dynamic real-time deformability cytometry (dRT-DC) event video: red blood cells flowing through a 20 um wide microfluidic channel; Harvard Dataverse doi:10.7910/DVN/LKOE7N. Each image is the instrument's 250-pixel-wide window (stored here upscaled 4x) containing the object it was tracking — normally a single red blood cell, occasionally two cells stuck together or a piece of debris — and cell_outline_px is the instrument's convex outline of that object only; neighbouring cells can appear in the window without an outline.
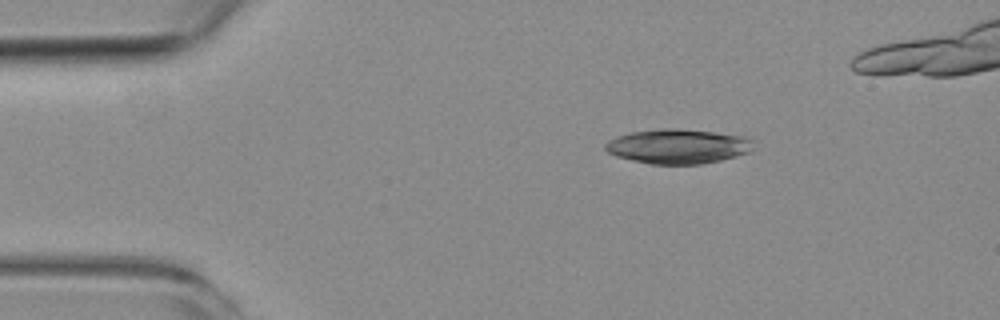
{"species": "common noctule bat (a hibernating species)", "species_latin": "Nyctalus noctula", "temperature_condition": "room temperature", "stored_images_in_passage": 3, "camera_frame_rate_fps": 3000, "um_per_image_px": 0.085, "animal": {"sex": "female", "body_mass_g": 19.3, "forearm_length_mm": 54.1}, "frame": {"image": 1, "passage_image": 2, "time_ms": 1.333, "image_size_px": [1000, 320], "cell_outline_px": [[756, 148], [748, 152], [736, 156], [720, 160], [700, 164], [652, 164], [632, 160], [616, 156], [608, 152], [604, 148], [604, 144], [608, 140], [616, 136], [632, 132], [660, 128], [680, 128], [752, 136], [756, 140]], "centroid_in_image_um": [57.71, 12.42], "position_along_channel_um": 27.3, "area_um2": 30.46}}